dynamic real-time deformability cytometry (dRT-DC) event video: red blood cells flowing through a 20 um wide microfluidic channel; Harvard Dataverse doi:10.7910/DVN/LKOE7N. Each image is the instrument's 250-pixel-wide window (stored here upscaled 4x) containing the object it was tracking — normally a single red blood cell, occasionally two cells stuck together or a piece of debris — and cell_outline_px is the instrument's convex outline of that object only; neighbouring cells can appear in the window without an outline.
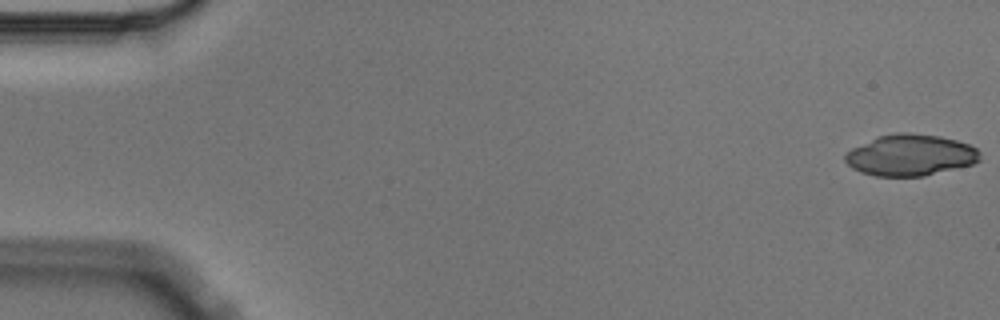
{"species": "Egyptian fruit bat (a non-hibernating species)", "species_latin": "Rousettus aegyptiacus", "temperature_condition": "cold", "stored_images_in_passage": 4, "camera_frame_rate_fps": 3000, "um_per_image_px": 0.085, "animal": {"sex": "male"}, "frame": {"image": 1, "passage_image": 1, "time_ms": 0.0, "image_size_px": [1000, 320], "cell_outline_px": [[980, 160], [972, 164], [924, 176], [876, 176], [860, 172], [852, 168], [844, 160], [844, 156], [852, 148], [876, 136], [896, 132], [908, 132], [940, 136], [956, 140], [968, 144], [976, 148], [980, 152]], "centroid_in_image_um": [77.37, 13.17], "position_along_channel_um": 7.6, "area_um2": 32.54}}